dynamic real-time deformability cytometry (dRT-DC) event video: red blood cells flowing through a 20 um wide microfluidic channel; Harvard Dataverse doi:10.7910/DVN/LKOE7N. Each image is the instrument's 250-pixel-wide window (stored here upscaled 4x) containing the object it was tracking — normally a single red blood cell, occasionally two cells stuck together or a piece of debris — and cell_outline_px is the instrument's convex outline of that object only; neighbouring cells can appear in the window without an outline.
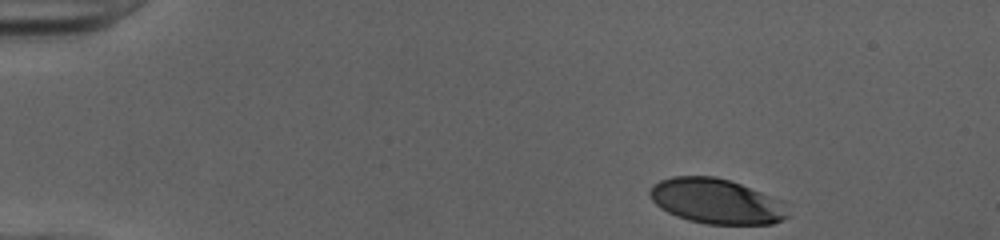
{"species": "human", "species_latin": "Homo sapiens", "temperature_condition": "cold", "stored_images_in_passage": 37, "camera_frame_rate_fps": 3000, "um_per_image_px": 0.085, "donor": {"sex": "female"}, "frame": {"image": 1, "passage_image": 1, "time_ms": 0.0, "image_size_px": [1000, 240], "cell_outline_px": [[792, 216], [784, 220], [772, 224], [708, 224], [688, 220], [676, 216], [660, 208], [652, 200], [648, 192], [652, 184], [660, 180], [672, 176], [716, 176], [740, 184], [784, 200]], "centroid_in_image_um": [60.94, 17.11], "position_along_channel_um": 24.1, "area_um2": 36.76}}
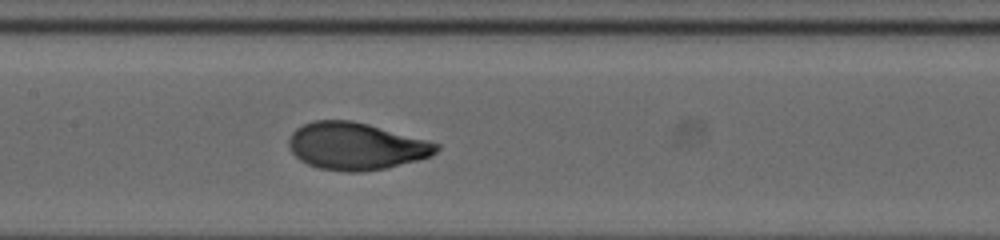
{"frame": {"image": 2, "passage_image": 20, "time_ms": 6.333, "image_size_px": [1000, 240], "cell_outline_px": [[440, 148], [432, 156], [388, 168], [360, 172], [348, 172], [320, 168], [308, 164], [300, 160], [292, 152], [288, 144], [288, 140], [292, 132], [296, 128], [312, 120], [352, 120], [368, 124], [428, 140], [440, 144]], "centroid_in_image_um": [30.27, 12.42], "position_along_channel_um": 177.1, "area_um2": 40.69}}
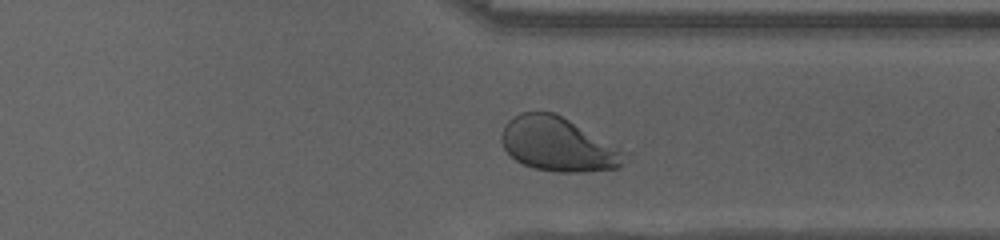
{"frame": {"image": 3, "passage_image": 34, "time_ms": 11.0, "image_size_px": [1000, 240], "cell_outline_px": [[620, 168], [584, 172], [556, 172], [532, 168], [516, 160], [504, 148], [500, 136], [504, 124], [512, 116], [520, 112], [552, 112], [568, 120], [620, 148]], "centroid_in_image_um": [47.33, 12.27], "position_along_channel_um": 364.1, "area_um2": 37.97}, "authors_computed_cell_mechanics": {"area_um2": 39.5352, "velocity_mm_per_s": 4.0069, "shape_relaxation_time_tau1_ms": 2.9434, "shape_relaxation_time_tau2_ms": null, "deformation_change_tau1": 0.1769, "deformation_change_tau2": null}}